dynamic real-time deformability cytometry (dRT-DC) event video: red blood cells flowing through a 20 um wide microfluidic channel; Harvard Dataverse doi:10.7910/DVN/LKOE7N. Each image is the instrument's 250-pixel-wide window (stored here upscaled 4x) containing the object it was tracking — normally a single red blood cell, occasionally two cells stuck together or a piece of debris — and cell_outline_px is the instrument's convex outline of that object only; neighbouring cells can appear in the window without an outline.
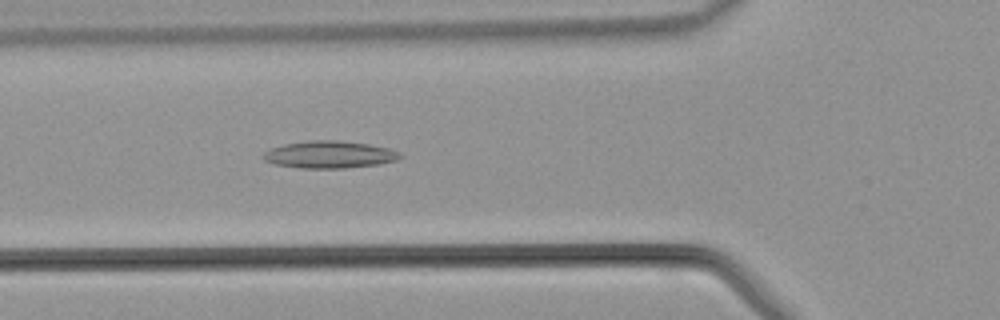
{"species": "common noctule bat (a hibernating species)", "species_latin": "Nyctalus noctula", "temperature_condition": "warm", "stored_images_in_passage": 37, "camera_frame_rate_fps": 3000, "um_per_image_px": 0.085, "animal": {"sex": "male", "body_mass_g": 21.5, "forearm_length_mm": 52.0}, "frame": {"image": 1, "passage_image": 9, "time_ms": 2.667, "image_size_px": [1000, 320], "cell_outline_px": [[400, 156], [396, 160], [376, 164], [344, 168], [300, 168], [272, 164], [264, 160], [260, 156], [264, 152], [272, 148], [284, 144], [308, 140], [340, 140], [368, 144], [388, 148], [400, 152]], "centroid_in_image_um": [27.93, 13.13], "position_along_channel_um": 97.9, "area_um2": 21.68}}
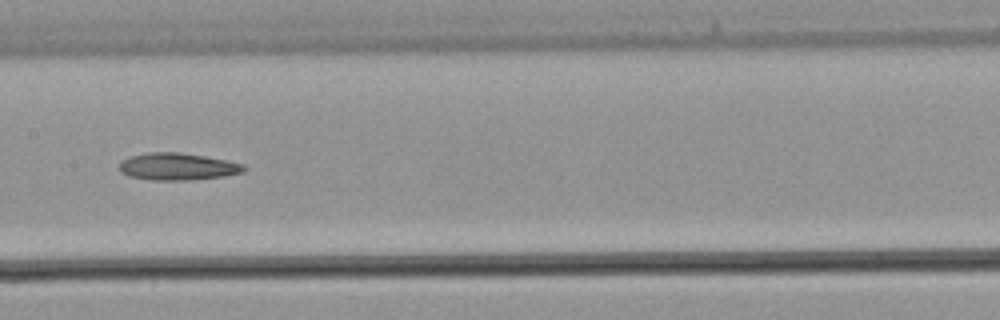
{"frame": {"image": 2, "passage_image": 15, "time_ms": 4.667, "image_size_px": [1000, 320], "cell_outline_px": [[248, 168], [244, 172], [224, 176], [188, 180], [152, 180], [128, 176], [120, 172], [120, 160], [128, 156], [152, 152], [180, 152], [228, 160], [244, 164]], "centroid_in_image_um": [15.1, 14.15], "position_along_channel_um": 192.3, "area_um2": 19.88}}
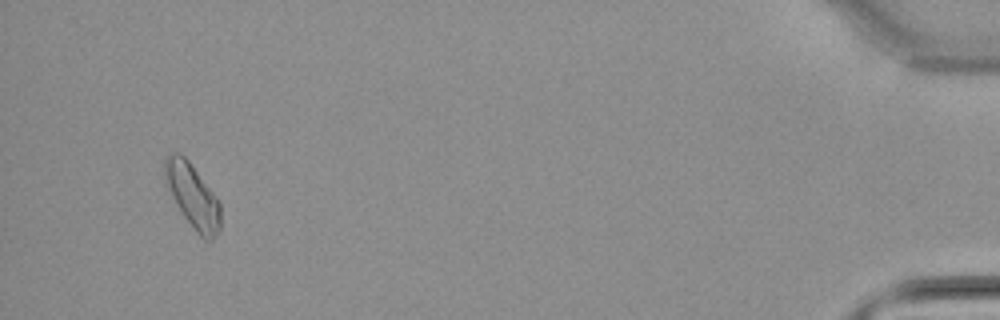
{"frame": {"image": 3, "passage_image": 35, "time_ms": 11.333, "image_size_px": [1000, 320], "cell_outline_px": [[220, 228], [212, 240], [208, 244], [196, 232], [184, 216], [176, 204], [164, 180], [164, 160], [168, 152], [176, 152], [184, 156], [188, 160], [220, 204]], "centroid_in_image_um": [16.34, 16.66], "position_along_channel_um": 418.9, "area_um2": 20.52}}